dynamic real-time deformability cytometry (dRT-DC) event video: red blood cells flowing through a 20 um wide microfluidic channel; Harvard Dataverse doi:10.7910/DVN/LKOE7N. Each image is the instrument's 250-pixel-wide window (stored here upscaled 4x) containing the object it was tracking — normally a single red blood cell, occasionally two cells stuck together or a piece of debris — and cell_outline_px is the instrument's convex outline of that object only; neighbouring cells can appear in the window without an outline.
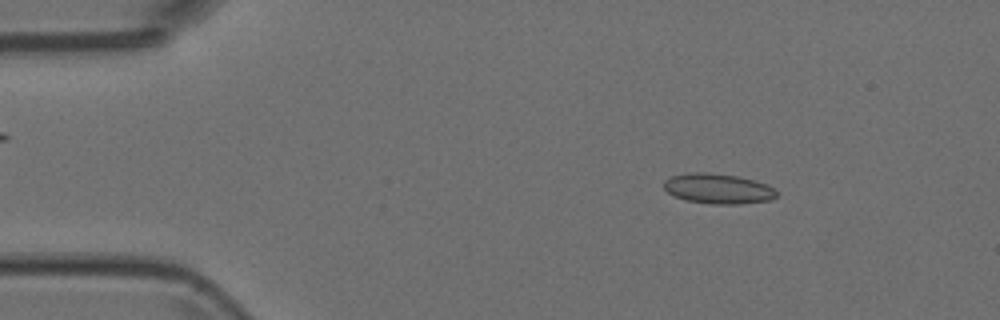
{"species": "Egyptian fruit bat (a non-hibernating species)", "species_latin": "Rousettus aegyptiacus", "temperature_condition": "room temperature", "stored_images_in_passage": 5, "camera_frame_rate_fps": 3000, "um_per_image_px": 0.085, "animal": {"sex": "female"}, "frame": {"image": 1, "passage_image": 2, "time_ms": 0.333, "image_size_px": [1000, 320], "cell_outline_px": [[776, 196], [772, 200], [740, 204], [712, 204], [684, 200], [668, 192], [664, 188], [664, 180], [672, 176], [688, 172], [704, 172], [736, 176], [752, 180], [764, 184], [772, 188], [776, 192]], "centroid_in_image_um": [61.0, 16.04], "position_along_channel_um": 24.0, "area_um2": 19.59}}
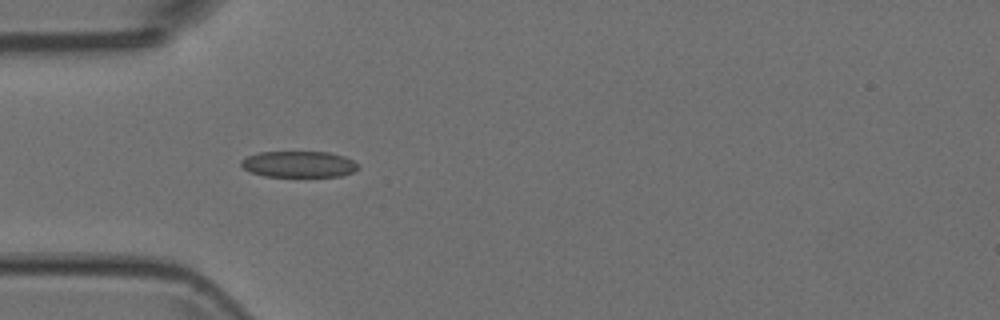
{"frame": {"image": 2, "passage_image": 4, "time_ms": 1.0, "image_size_px": [1000, 320], "cell_outline_px": [[360, 168], [352, 172], [340, 176], [264, 176], [252, 172], [244, 168], [240, 164], [240, 160], [248, 156], [260, 152], [328, 152], [344, 156], [352, 160]], "centroid_in_image_um": [25.39, 13.95], "position_along_channel_um": 59.6, "area_um2": 17.69}}
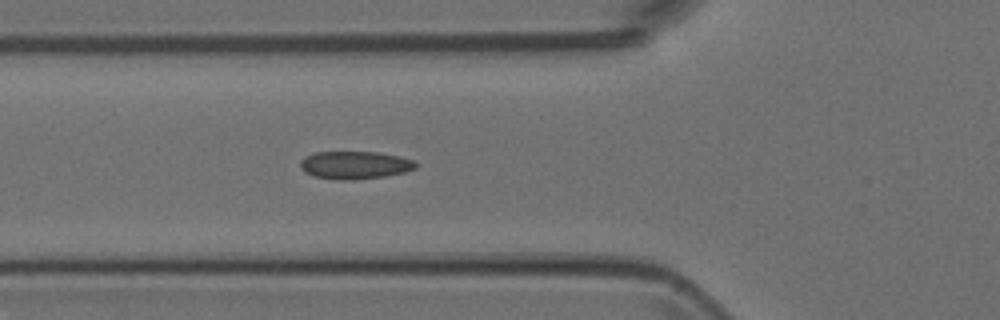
{"frame": {"image": 3, "passage_image": 5, "time_ms": 1.333, "image_size_px": [1000, 320], "cell_outline_px": [[416, 168], [404, 172], [384, 176], [352, 180], [340, 180], [316, 176], [304, 172], [300, 168], [300, 160], [304, 156], [316, 152], [380, 152], [400, 156], [412, 160], [416, 164]], "centroid_in_image_um": [30.14, 14.02], "position_along_channel_um": 95.7, "area_um2": 18.67}}